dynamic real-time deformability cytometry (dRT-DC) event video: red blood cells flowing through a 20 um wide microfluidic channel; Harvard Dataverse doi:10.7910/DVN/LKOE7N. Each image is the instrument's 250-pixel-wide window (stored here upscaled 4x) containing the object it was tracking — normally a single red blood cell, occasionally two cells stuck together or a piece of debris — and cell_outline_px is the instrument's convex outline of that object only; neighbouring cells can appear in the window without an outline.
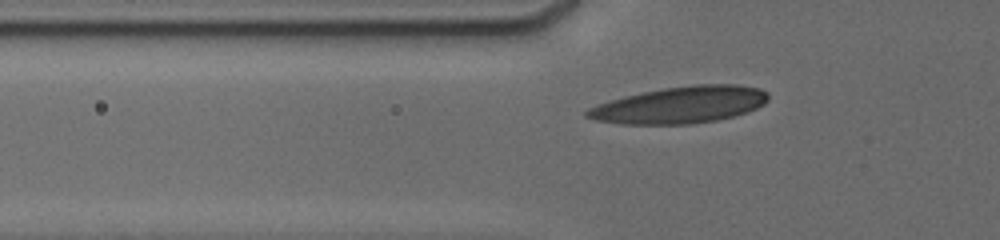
{"species": "human", "species_latin": "Homo sapiens", "temperature_condition": "cold", "stored_images_in_passage": 45, "camera_frame_rate_fps": 3000, "um_per_image_px": 0.085, "donor": {"sex": "male"}, "frame": {"image": 1, "passage_image": 6, "time_ms": 1.333, "image_size_px": [1000, 240], "cell_outline_px": [[768, 100], [764, 104], [748, 112], [716, 120], [692, 124], [624, 124], [596, 120], [584, 116], [584, 112], [588, 108], [596, 104], [624, 96], [664, 88], [692, 84], [736, 84], [760, 88], [768, 92]], "centroid_in_image_um": [57.82, 8.91], "position_along_channel_um": 68.0, "area_um2": 38.9}}
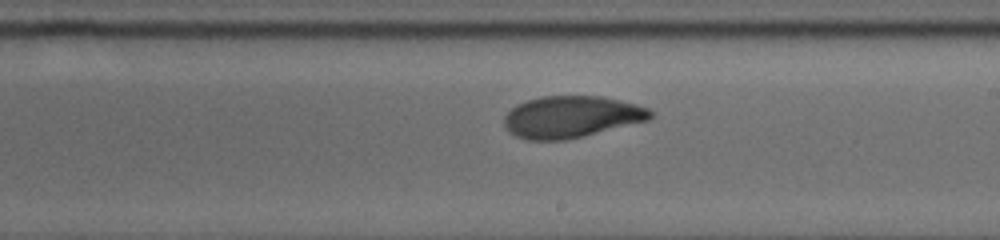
{"frame": {"image": 2, "passage_image": 29, "time_ms": 6.0, "image_size_px": [1000, 240], "cell_outline_px": [[652, 116], [648, 120], [564, 140], [528, 140], [516, 136], [508, 132], [504, 124], [504, 116], [516, 104], [540, 96], [604, 96], [636, 104], [648, 108], [652, 112]], "centroid_in_image_um": [48.53, 9.92], "position_along_channel_um": 240.5, "area_um2": 35.37}}
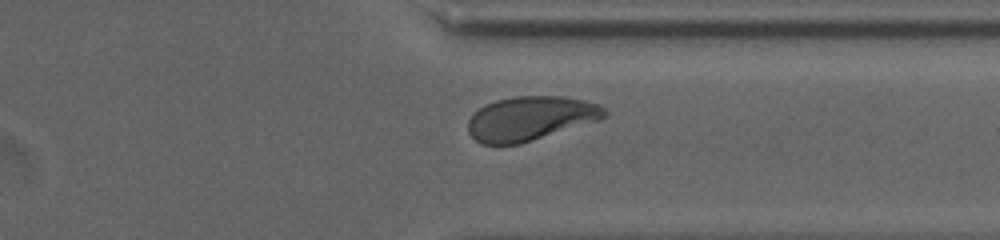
{"frame": {"image": 3, "passage_image": 44, "time_ms": 9.333, "image_size_px": [1000, 240], "cell_outline_px": [[608, 112], [600, 120], [520, 144], [480, 144], [468, 132], [468, 120], [484, 104], [496, 100], [512, 96], [560, 96], [584, 100], [600, 104]], "centroid_in_image_um": [45.09, 10.06], "position_along_channel_um": 366.3, "area_um2": 35.14}}